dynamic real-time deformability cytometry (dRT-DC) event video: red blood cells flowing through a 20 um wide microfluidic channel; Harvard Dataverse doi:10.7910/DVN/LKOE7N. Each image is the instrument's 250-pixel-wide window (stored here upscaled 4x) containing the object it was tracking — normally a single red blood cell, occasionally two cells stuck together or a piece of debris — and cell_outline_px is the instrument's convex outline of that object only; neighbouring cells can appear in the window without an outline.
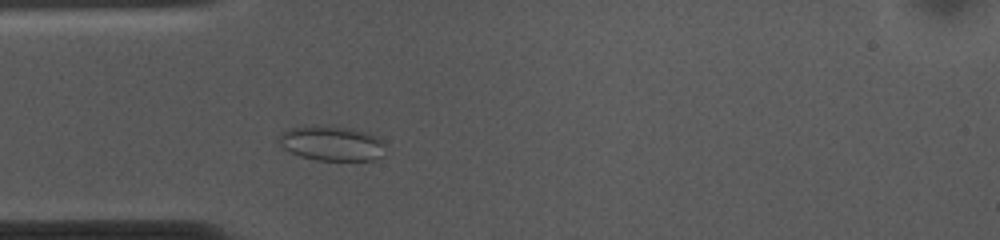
{"species": "common noctule bat (a hibernating species)", "species_latin": "Nyctalus noctula", "temperature_condition": "cold", "stored_images_in_passage": 38, "camera_frame_rate_fps": 3000, "um_per_image_px": 0.085, "animal": {"sex": "female", "body_mass_g": 10.0, "forearm_length_mm": 53.1}, "frame": {"image": 1, "passage_image": 8, "time_ms": 2.333, "image_size_px": [1000, 240], "cell_outline_px": [[384, 156], [376, 160], [316, 160], [300, 156], [284, 148], [280, 144], [276, 136], [288, 128], [304, 124], [312, 124], [352, 128], [376, 136], [384, 144]], "centroid_in_image_um": [28.15, 12.16], "position_along_channel_um": 56.8, "area_um2": 22.02}}
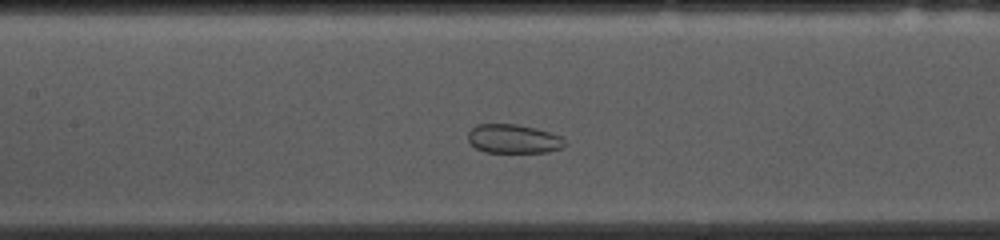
{"frame": {"image": 2, "passage_image": 17, "time_ms": 5.333, "image_size_px": [1000, 240], "cell_outline_px": [[568, 144], [564, 148], [548, 152], [484, 152], [476, 148], [468, 140], [468, 132], [476, 124], [516, 124], [536, 128], [560, 136]], "centroid_in_image_um": [43.66, 11.8], "position_along_channel_um": 163.7, "area_um2": 16.42}}
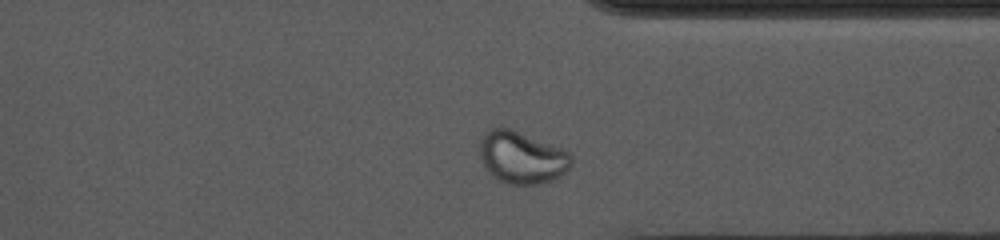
{"frame": {"image": 3, "passage_image": 34, "time_ms": 11.0, "image_size_px": [1000, 240], "cell_outline_px": [[572, 164], [560, 176], [536, 184], [512, 184], [500, 180], [480, 160], [480, 136], [488, 128], [508, 128], [560, 148], [568, 152], [572, 156]], "centroid_in_image_um": [44.33, 13.36], "position_along_channel_um": 367.1, "area_um2": 27.11}}